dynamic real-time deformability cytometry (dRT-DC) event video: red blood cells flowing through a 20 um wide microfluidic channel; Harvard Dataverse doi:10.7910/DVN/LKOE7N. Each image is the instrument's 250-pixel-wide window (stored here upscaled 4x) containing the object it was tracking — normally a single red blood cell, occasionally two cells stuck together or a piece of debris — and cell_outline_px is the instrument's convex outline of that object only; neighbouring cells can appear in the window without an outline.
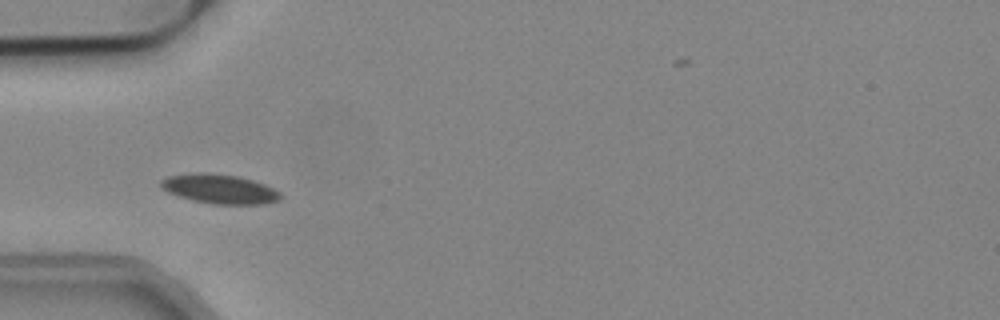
{"species": "common noctule bat (a hibernating species)", "species_latin": "Nyctalus noctula", "temperature_condition": "cold", "stored_images_in_passage": 49, "camera_frame_rate_fps": 3000, "um_per_image_px": 0.085, "animal": {"sex": "male", "body_mass_g": 19.2, "forearm_length_mm": 51.8}, "frame": {"image": 1, "passage_image": 11, "time_ms": 3.333, "image_size_px": [1000, 320], "cell_outline_px": [[284, 196], [280, 200], [264, 204], [212, 204], [192, 200], [168, 192], [160, 188], [160, 180], [168, 176], [196, 172], [208, 172], [236, 176], [252, 180], [264, 184], [280, 192]], "centroid_in_image_um": [18.66, 16.06], "position_along_channel_um": 66.3, "area_um2": 20.58}}
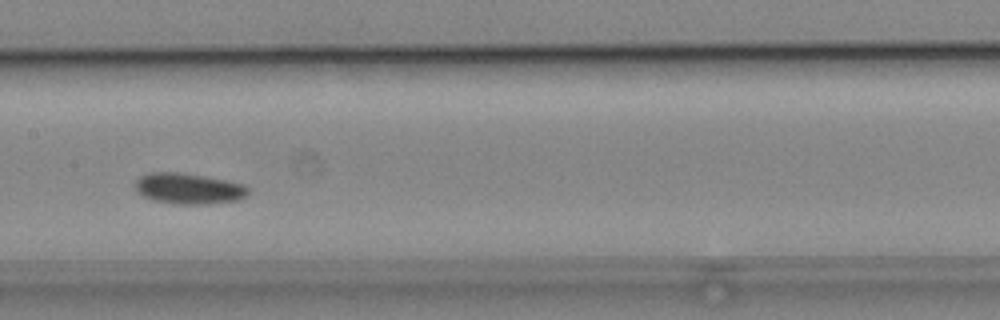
{"frame": {"image": 2, "passage_image": 21, "time_ms": 6.667, "image_size_px": [1000, 320], "cell_outline_px": [[248, 192], [244, 196], [236, 200], [208, 204], [180, 204], [156, 200], [144, 196], [136, 192], [136, 180], [140, 176], [148, 172], [180, 172], [224, 180], [244, 184], [248, 188]], "centroid_in_image_um": [16.0, 16.02], "position_along_channel_um": 191.4, "area_um2": 20.0}}
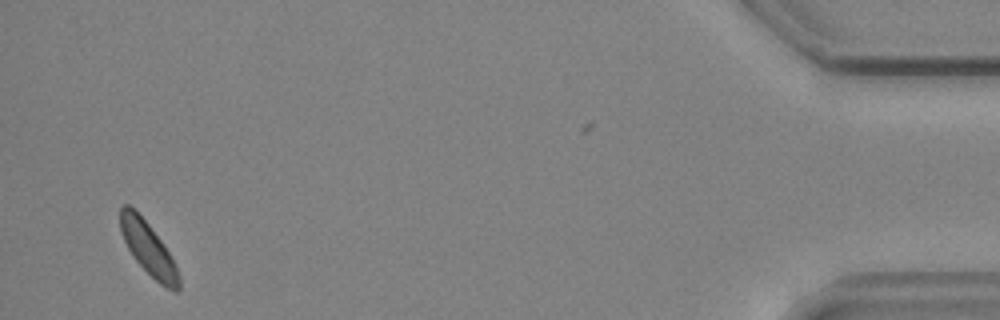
{"frame": {"image": 3, "passage_image": 46, "time_ms": 15.0, "image_size_px": [1000, 320], "cell_outline_px": [[180, 288], [176, 292], [160, 284], [136, 260], [128, 248], [120, 232], [120, 208], [124, 204], [128, 204], [136, 208], [160, 240], [176, 264], [180, 280]], "centroid_in_image_um": [12.59, 21.09], "position_along_channel_um": 422.6, "area_um2": 17.8}, "authors_computed_cell_mechanics": {"area_um2": 19.1318, "velocity_mm_per_s": 3.7685, "shape_relaxation_time_tau1_ms": 3.5413, "shape_relaxation_time_tau2_ms": null, "deformation_change_tau1": 0.043, "deformation_change_tau2": null}}